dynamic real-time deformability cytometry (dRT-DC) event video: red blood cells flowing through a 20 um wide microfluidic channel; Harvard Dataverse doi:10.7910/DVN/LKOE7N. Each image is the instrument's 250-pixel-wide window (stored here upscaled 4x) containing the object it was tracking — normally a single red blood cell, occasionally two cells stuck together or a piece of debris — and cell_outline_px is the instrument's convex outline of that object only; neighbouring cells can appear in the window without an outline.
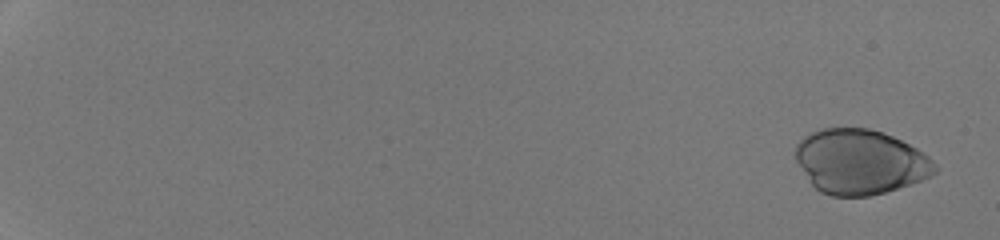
{"species": "human", "species_latin": "Homo sapiens", "temperature_condition": "room temperature", "stored_images_in_passage": 53, "camera_frame_rate_fps": 3000, "um_per_image_px": 0.085, "donor": {"sex": "male"}, "frame": {"image": 1, "passage_image": 3, "time_ms": 0.667, "image_size_px": [1000, 240], "cell_outline_px": [[940, 168], [932, 176], [884, 192], [868, 196], [832, 196], [820, 192], [812, 184], [792, 156], [796, 144], [804, 136], [812, 132], [824, 128], [868, 128], [884, 132], [916, 148], [928, 156]], "centroid_in_image_um": [73.09, 13.74], "position_along_channel_um": 11.9, "area_um2": 52.66}}
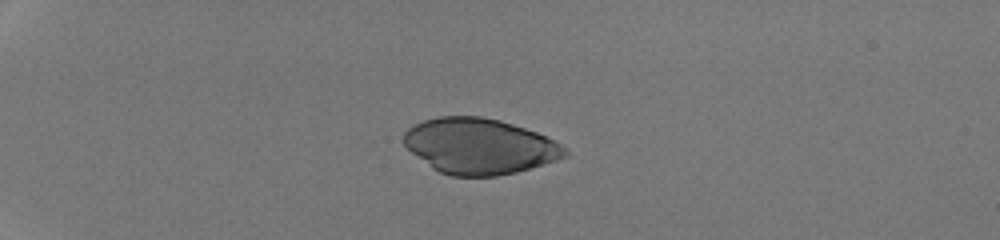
{"frame": {"image": 2, "passage_image": 17, "time_ms": 5.333, "image_size_px": [1000, 240], "cell_outline_px": [[568, 156], [544, 164], [516, 172], [496, 176], [452, 176], [440, 172], [432, 168], [412, 152], [404, 144], [404, 132], [412, 124], [424, 120], [440, 116], [480, 116], [500, 120], [536, 132], [568, 148]], "centroid_in_image_um": [40.75, 12.42], "position_along_channel_um": 44.3, "area_um2": 52.08}}